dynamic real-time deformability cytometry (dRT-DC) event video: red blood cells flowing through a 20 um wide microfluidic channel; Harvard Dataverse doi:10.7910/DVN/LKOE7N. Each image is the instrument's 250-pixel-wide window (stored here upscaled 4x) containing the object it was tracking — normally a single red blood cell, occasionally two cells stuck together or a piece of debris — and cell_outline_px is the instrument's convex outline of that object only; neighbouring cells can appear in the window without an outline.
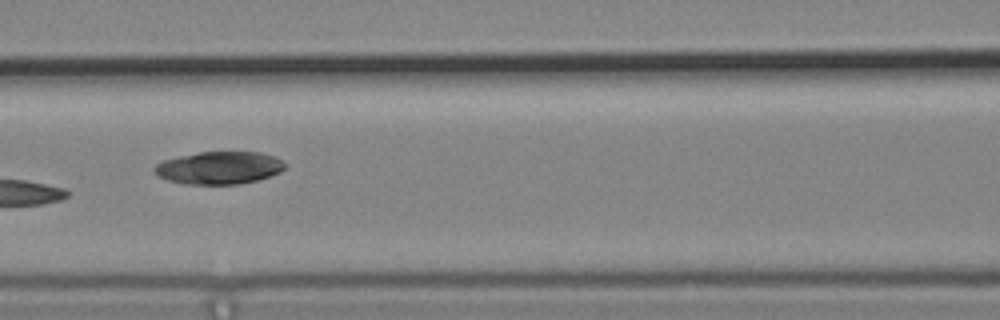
{"species": "common noctule bat (a hibernating species)", "species_latin": "Nyctalus noctula", "temperature_condition": "cold", "stored_images_in_passage": 11, "camera_frame_rate_fps": 3000, "um_per_image_px": 0.085, "animal": {"sex": "male", "body_mass_g": 19.2, "forearm_length_mm": 51.8}, "frame": {"image": 1, "passage_image": 7, "time_ms": 2.0, "image_size_px": [1000, 320], "cell_outline_px": [[284, 168], [280, 172], [260, 180], [240, 184], [184, 184], [168, 180], [156, 176], [152, 172], [152, 168], [156, 164], [164, 160], [180, 156], [200, 152], [260, 152], [272, 156], [280, 160], [284, 164]], "centroid_in_image_um": [18.58, 14.28], "position_along_channel_um": 148.0, "area_um2": 24.85}}
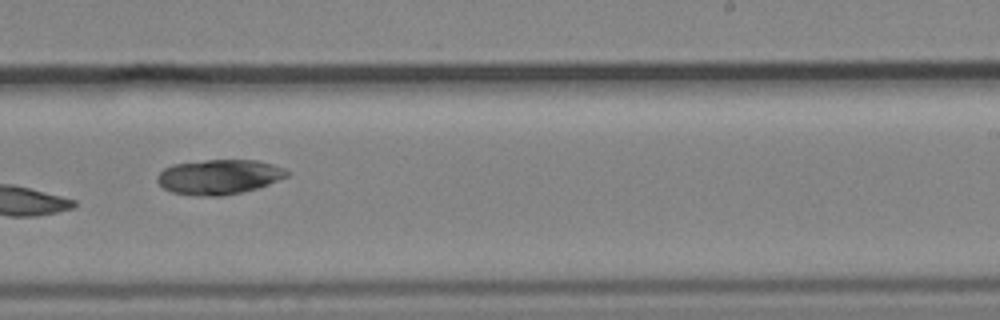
{"frame": {"image": 2, "passage_image": 10, "time_ms": 3.0, "image_size_px": [1000, 320], "cell_outline_px": [[288, 176], [268, 184], [256, 188], [240, 192], [220, 196], [192, 196], [172, 192], [164, 188], [156, 180], [156, 176], [164, 168], [172, 164], [204, 160], [256, 160], [272, 164], [284, 168], [288, 172]], "centroid_in_image_um": [18.57, 15.03], "position_along_channel_um": 270.4, "area_um2": 26.3}}
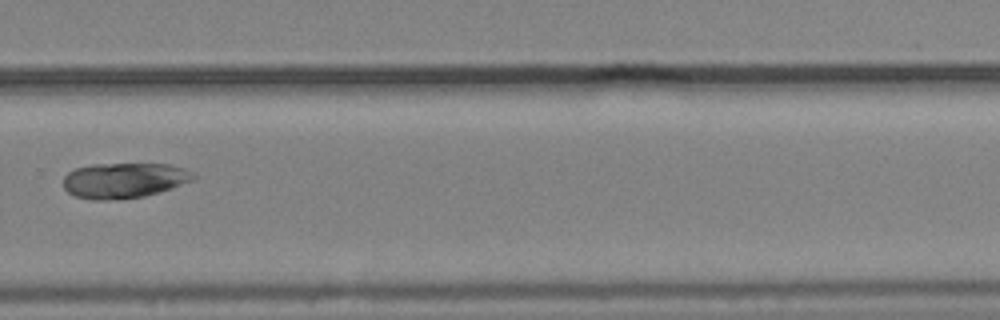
{"frame": {"image": 3, "passage_image": 11, "time_ms": 3.333, "image_size_px": [1000, 320], "cell_outline_px": [[196, 180], [160, 192], [144, 196], [104, 200], [92, 200], [76, 196], [68, 192], [64, 188], [64, 176], [68, 172], [76, 168], [92, 164], [168, 164], [184, 168], [192, 172], [196, 176]], "centroid_in_image_um": [10.57, 15.33], "position_along_channel_um": 319.2, "area_um2": 26.82}}